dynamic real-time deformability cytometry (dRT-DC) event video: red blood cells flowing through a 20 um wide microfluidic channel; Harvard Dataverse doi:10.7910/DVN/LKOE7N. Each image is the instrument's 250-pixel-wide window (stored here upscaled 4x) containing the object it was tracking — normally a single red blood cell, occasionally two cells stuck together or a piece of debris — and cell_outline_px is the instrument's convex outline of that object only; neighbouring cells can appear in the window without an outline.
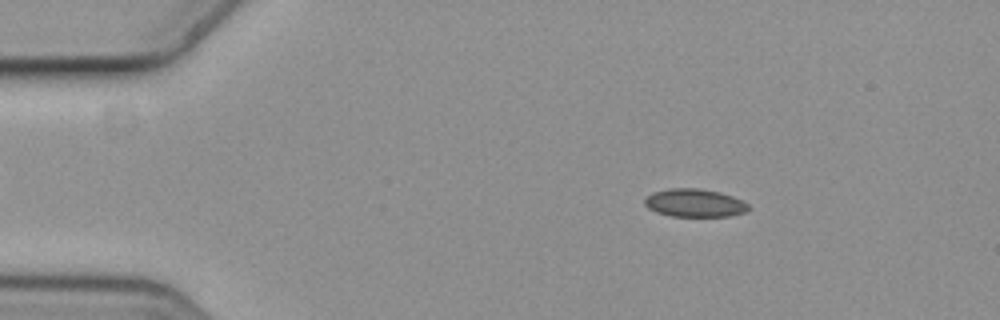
{"species": "common noctule bat (a hibernating species)", "species_latin": "Nyctalus noctula", "temperature_condition": "cold", "stored_images_in_passage": 5, "camera_frame_rate_fps": 3000, "um_per_image_px": 0.085, "animal": {"sex": "female", "body_mass_g": 19.3, "forearm_length_mm": 54.1}, "frame": {"image": 1, "passage_image": 2, "time_ms": 0.333, "image_size_px": [1000, 320], "cell_outline_px": [[752, 208], [744, 212], [728, 216], [672, 216], [656, 212], [648, 208], [644, 204], [644, 200], [652, 192], [668, 188], [696, 188], [720, 192], [732, 196], [748, 204]], "centroid_in_image_um": [59.03, 17.24], "position_along_channel_um": 26.0, "area_um2": 16.94}}
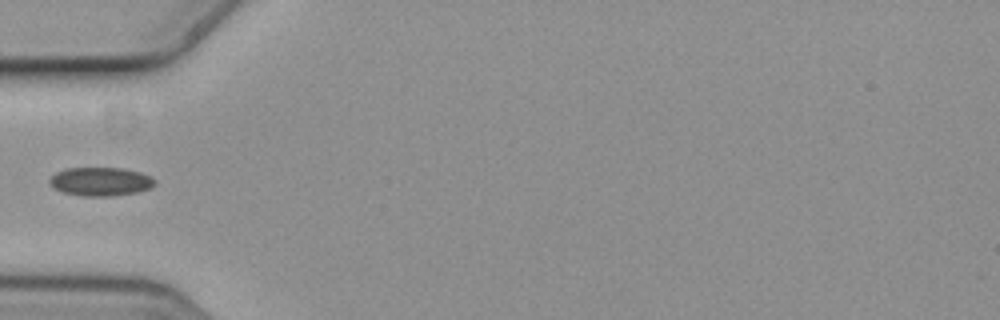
{"frame": {"image": 2, "passage_image": 5, "time_ms": 1.333, "image_size_px": [1000, 320], "cell_outline_px": [[156, 184], [152, 188], [136, 192], [112, 196], [80, 196], [64, 192], [52, 188], [48, 180], [56, 172], [68, 168], [120, 168], [140, 172], [156, 180]], "centroid_in_image_um": [8.54, 15.44], "position_along_channel_um": 76.5, "area_um2": 17.57}}